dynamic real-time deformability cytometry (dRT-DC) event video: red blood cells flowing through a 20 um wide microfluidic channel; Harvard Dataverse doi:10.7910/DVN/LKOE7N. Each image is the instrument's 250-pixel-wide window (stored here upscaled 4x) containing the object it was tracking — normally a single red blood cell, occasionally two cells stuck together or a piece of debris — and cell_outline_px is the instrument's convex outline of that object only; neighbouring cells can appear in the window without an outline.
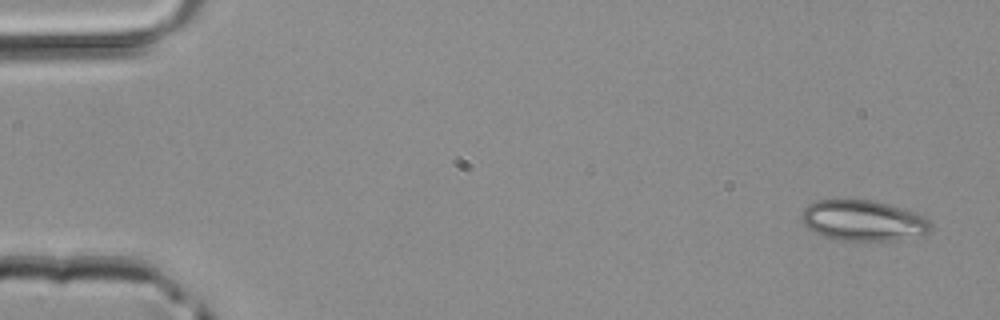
{"species": "common noctule bat (a hibernating species)", "species_latin": "Nyctalus noctula", "temperature_condition": "room temperature", "stored_images_in_passage": 43, "camera_frame_rate_fps": 3000, "um_per_image_px": 0.085, "animal": {"sex": "male", "body_mass_g": 20.4}, "frame": {"image": 1, "passage_image": 1, "time_ms": 0.0, "image_size_px": [1000, 320], "cell_outline_px": [[932, 228], [924, 236], [896, 240], [836, 240], [824, 236], [808, 228], [800, 220], [800, 216], [804, 208], [808, 204], [816, 200], [844, 196], [872, 200], [904, 208], [916, 212], [924, 216], [932, 224]], "centroid_in_image_um": [73.35, 18.7], "position_along_channel_um": 11.6, "area_um2": 31.67}}
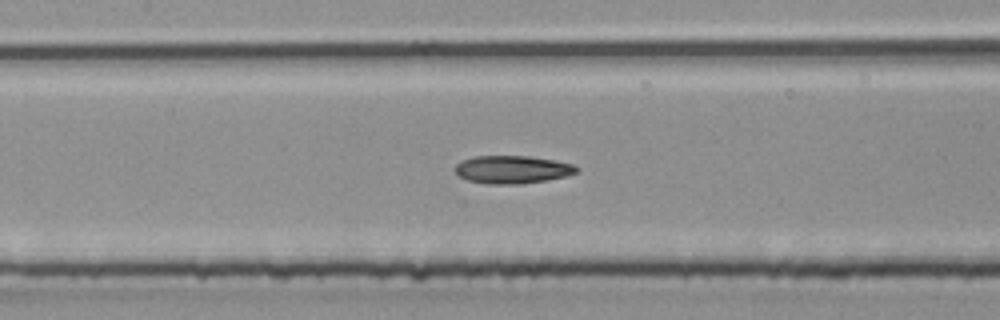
{"frame": {"image": 2, "passage_image": 20, "time_ms": 6.333, "image_size_px": [1000, 320], "cell_outline_px": [[580, 172], [568, 176], [548, 180], [516, 184], [488, 184], [468, 180], [460, 176], [452, 168], [456, 164], [464, 160], [476, 156], [528, 156], [552, 160], [572, 164], [580, 168]], "centroid_in_image_um": [43.58, 14.41], "position_along_channel_um": 163.8, "area_um2": 19.77}}
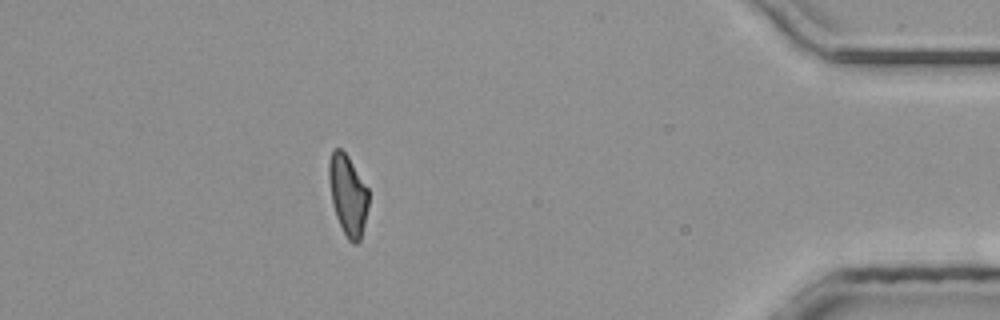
{"frame": {"image": 3, "passage_image": 39, "time_ms": 12.667, "image_size_px": [1000, 320], "cell_outline_px": [[368, 208], [360, 240], [356, 244], [352, 244], [348, 240], [336, 216], [332, 200], [328, 180], [328, 164], [332, 148], [340, 148], [348, 156], [368, 188]], "centroid_in_image_um": [29.56, 16.55], "position_along_channel_um": 405.6, "area_um2": 18.55}}